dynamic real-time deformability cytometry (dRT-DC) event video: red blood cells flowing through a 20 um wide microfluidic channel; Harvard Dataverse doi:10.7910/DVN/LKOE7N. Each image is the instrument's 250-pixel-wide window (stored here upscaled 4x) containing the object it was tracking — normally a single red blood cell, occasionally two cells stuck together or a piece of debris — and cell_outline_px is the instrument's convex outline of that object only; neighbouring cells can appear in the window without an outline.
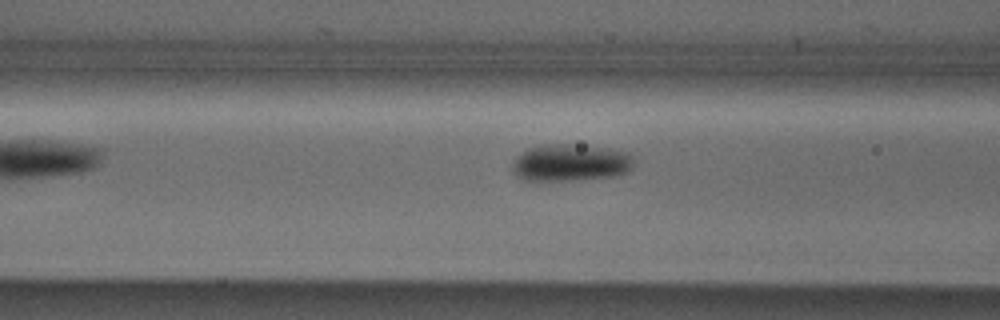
{"species": "Egyptian fruit bat (a non-hibernating species)", "species_latin": "Rousettus aegyptiacus", "temperature_condition": "cold", "stored_images_in_passage": 8, "camera_frame_rate_fps": 3000, "um_per_image_px": 0.085, "animal": {"sex": "male"}, "frame": {"image": 1, "passage_image": 6, "time_ms": 1.667, "image_size_px": [1000, 320], "cell_outline_px": [[632, 168], [628, 172], [616, 176], [572, 180], [524, 180], [516, 176], [512, 168], [512, 160], [516, 156], [528, 148], [544, 144], [568, 144], [608, 148], [628, 152], [632, 156]], "centroid_in_image_um": [48.47, 13.82], "position_along_channel_um": 118.1, "area_um2": 26.36}}